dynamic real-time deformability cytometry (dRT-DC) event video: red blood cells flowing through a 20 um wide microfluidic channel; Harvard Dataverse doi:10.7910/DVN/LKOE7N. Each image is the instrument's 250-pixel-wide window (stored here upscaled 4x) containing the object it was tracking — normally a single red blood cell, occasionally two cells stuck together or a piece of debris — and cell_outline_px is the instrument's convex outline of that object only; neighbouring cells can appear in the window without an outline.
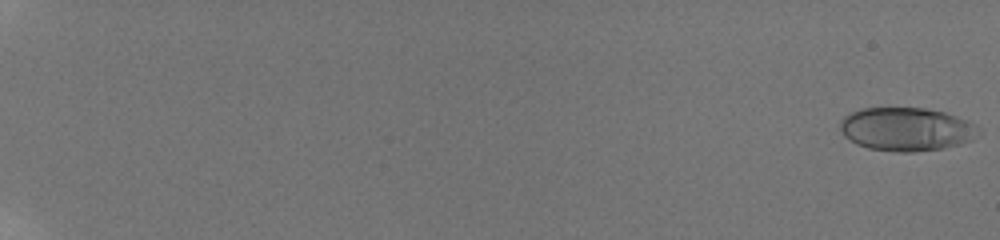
{"species": "human", "species_latin": "Homo sapiens", "temperature_condition": "room temperature", "stored_images_in_passage": 58, "camera_frame_rate_fps": 3000, "um_per_image_px": 0.085, "donor": {"sex": "male"}, "frame": {"image": 1, "passage_image": 1, "time_ms": 0.0, "image_size_px": [1000, 240], "cell_outline_px": [[976, 124], [972, 140], [960, 144], [944, 148], [912, 152], [896, 152], [868, 148], [856, 144], [844, 136], [840, 128], [840, 120], [844, 116], [860, 108], [924, 108], [944, 112], [968, 120]], "centroid_in_image_um": [76.99, 10.98], "position_along_channel_um": 8.0, "area_um2": 34.85}}
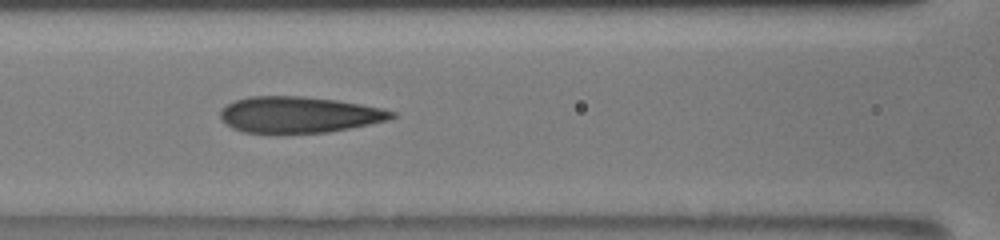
{"frame": {"image": 2, "passage_image": 31, "time_ms": 10.0, "image_size_px": [1000, 240], "cell_outline_px": [[396, 116], [388, 120], [328, 132], [244, 132], [232, 128], [220, 116], [220, 112], [228, 104], [236, 100], [248, 96], [304, 96], [336, 100], [360, 104], [380, 108], [396, 112]], "centroid_in_image_um": [25.43, 9.73], "position_along_channel_um": 141.2, "area_um2": 35.55}}
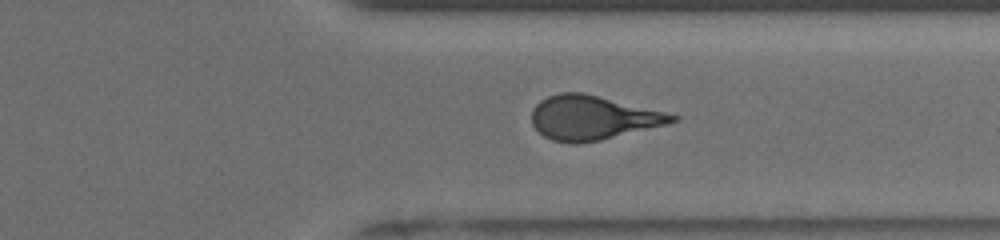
{"frame": {"image": 3, "passage_image": 48, "time_ms": 15.667, "image_size_px": [1000, 240], "cell_outline_px": [[680, 120], [668, 124], [600, 140], [576, 144], [572, 144], [552, 140], [544, 136], [532, 124], [532, 108], [540, 100], [548, 96], [560, 92], [584, 92], [680, 116]], "centroid_in_image_um": [50.36, 10.0], "position_along_channel_um": 361.0, "area_um2": 36.07}, "authors_computed_cell_mechanics": {"area_um2": 35.4603, "velocity_mm_per_s": 3.8876, "shape_relaxation_time_tau1_ms": 9.1904, "shape_relaxation_time_tau2_ms": 1.2407, "deformation_change_tau1": 0.2631, "deformation_change_tau2": 0.111}}